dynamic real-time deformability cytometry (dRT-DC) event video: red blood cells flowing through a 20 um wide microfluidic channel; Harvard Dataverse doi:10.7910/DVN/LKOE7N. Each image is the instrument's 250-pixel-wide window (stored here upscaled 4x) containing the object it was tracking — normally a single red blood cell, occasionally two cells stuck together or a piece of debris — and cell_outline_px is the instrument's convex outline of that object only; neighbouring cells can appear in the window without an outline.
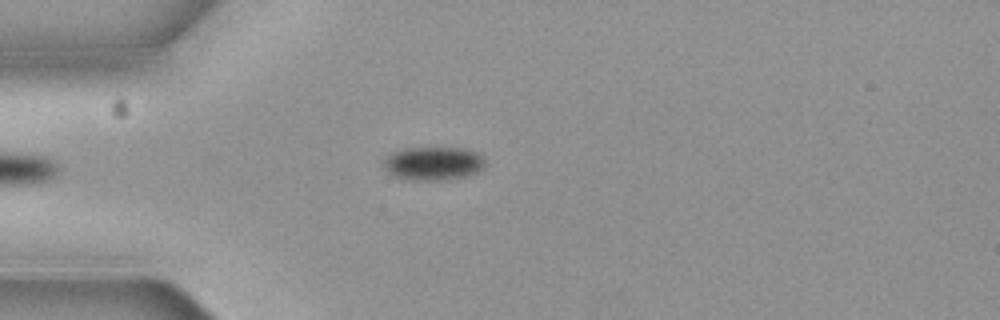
{"species": "common noctule bat (a hibernating species)", "species_latin": "Nyctalus noctula", "temperature_condition": "cold", "stored_images_in_passage": 3, "camera_frame_rate_fps": 3000, "um_per_image_px": 0.085, "animal": {"sex": "female", "body_mass_g": 19.3, "forearm_length_mm": 54.1}, "frame": {"image": 1, "passage_image": 3, "time_ms": 0.667, "image_size_px": [1000, 320], "cell_outline_px": [[484, 168], [468, 176], [440, 180], [408, 180], [396, 176], [388, 172], [384, 168], [384, 160], [392, 152], [404, 148], [464, 148], [476, 152], [484, 160]], "centroid_in_image_um": [36.82, 13.89], "position_along_channel_um": 48.2, "area_um2": 19.71}}